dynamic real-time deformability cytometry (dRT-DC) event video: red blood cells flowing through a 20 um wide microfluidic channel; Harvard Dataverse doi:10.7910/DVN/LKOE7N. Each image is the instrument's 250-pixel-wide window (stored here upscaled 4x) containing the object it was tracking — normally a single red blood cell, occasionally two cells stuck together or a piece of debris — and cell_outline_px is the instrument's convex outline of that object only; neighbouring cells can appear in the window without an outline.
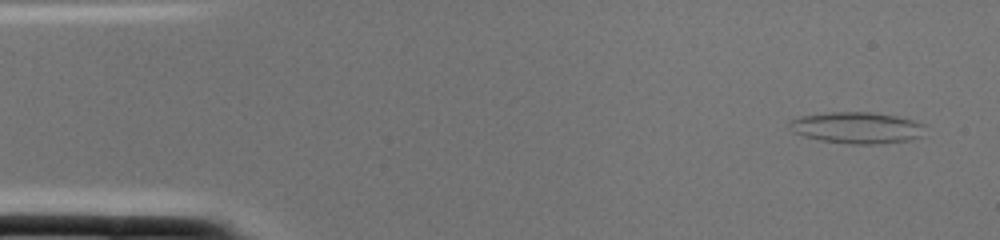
{"species": "common noctule bat (a hibernating species)", "species_latin": "Nyctalus noctula", "temperature_condition": "cold", "stored_images_in_passage": 2, "segment_of_instrument_passage": [2, 2], "camera_frame_rate_fps": 3000, "um_per_image_px": 0.085, "animal": {"sex": "female", "body_mass_g": 22.0, "forearm_length_mm": 56.7}, "frame": {"image": 1, "passage_image": 2, "time_ms": 0.333, "image_size_px": [1000, 240], "cell_outline_px": [[928, 124], [920, 136], [912, 140], [876, 144], [852, 144], [820, 140], [804, 136], [796, 132], [788, 124], [788, 120], [800, 116], [832, 112], [872, 112], [896, 116]], "centroid_in_image_um": [72.88, 10.85], "position_along_channel_um": 12.1, "area_um2": 24.85}}